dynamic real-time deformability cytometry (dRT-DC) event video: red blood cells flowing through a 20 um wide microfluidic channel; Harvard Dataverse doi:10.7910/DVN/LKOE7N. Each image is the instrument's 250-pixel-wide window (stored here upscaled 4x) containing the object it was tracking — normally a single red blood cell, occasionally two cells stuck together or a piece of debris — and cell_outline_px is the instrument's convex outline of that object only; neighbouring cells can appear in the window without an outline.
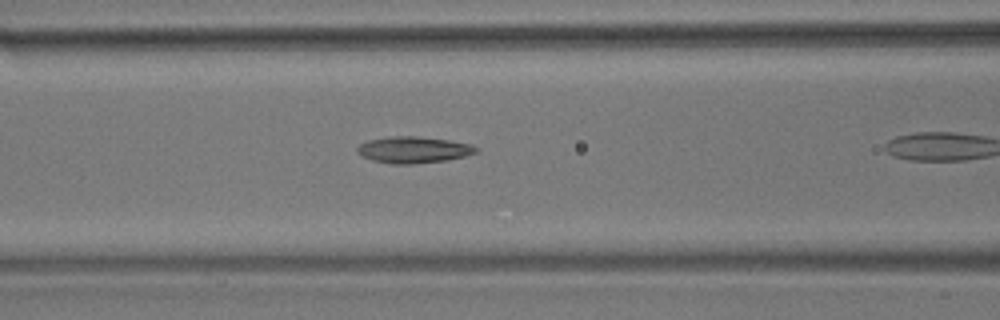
{"species": "common noctule bat (a hibernating species)", "species_latin": "Nyctalus noctula", "temperature_condition": "room temperature", "stored_images_in_passage": 25, "camera_frame_rate_fps": 3000, "um_per_image_px": 0.085, "animal": {"sex": "male", "body_mass_g": 17.9}, "frame": {"image": 1, "passage_image": 4, "time_ms": 1.0, "image_size_px": [1000, 320], "cell_outline_px": [[480, 148], [476, 152], [464, 156], [448, 160], [412, 164], [388, 164], [372, 160], [356, 152], [356, 148], [360, 144], [368, 140], [392, 136], [416, 136], [448, 140], [472, 144]], "centroid_in_image_um": [35.15, 12.73], "position_along_channel_um": 131.5, "area_um2": 18.38}}